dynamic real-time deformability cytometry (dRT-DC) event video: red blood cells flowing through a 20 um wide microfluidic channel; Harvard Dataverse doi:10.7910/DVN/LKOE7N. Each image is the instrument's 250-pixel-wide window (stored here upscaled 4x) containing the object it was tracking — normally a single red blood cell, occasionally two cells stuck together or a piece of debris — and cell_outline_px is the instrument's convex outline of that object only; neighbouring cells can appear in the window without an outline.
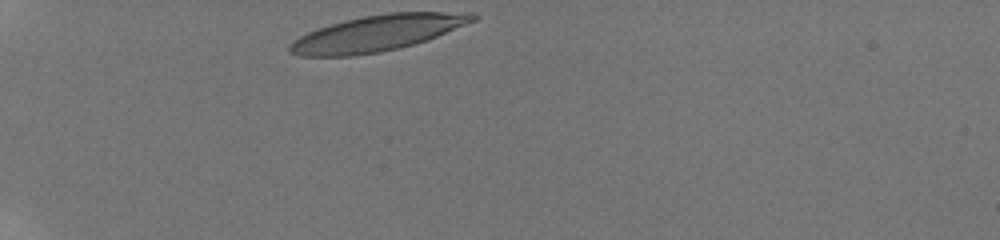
{"species": "human", "species_latin": "Homo sapiens", "temperature_condition": "room temperature", "stored_images_in_passage": 52, "camera_frame_rate_fps": 3000, "um_per_image_px": 0.085, "donor": {"sex": "male"}, "frame": {"image": 1, "passage_image": 1, "time_ms": 0.0, "image_size_px": [1000, 240], "cell_outline_px": [[476, 20], [436, 36], [412, 44], [380, 52], [352, 56], [300, 56], [288, 52], [288, 44], [292, 40], [308, 32], [344, 20], [364, 16], [388, 12], [472, 12], [476, 16]], "centroid_in_image_um": [32.02, 2.82], "position_along_channel_um": 53.0, "area_um2": 37.92}}
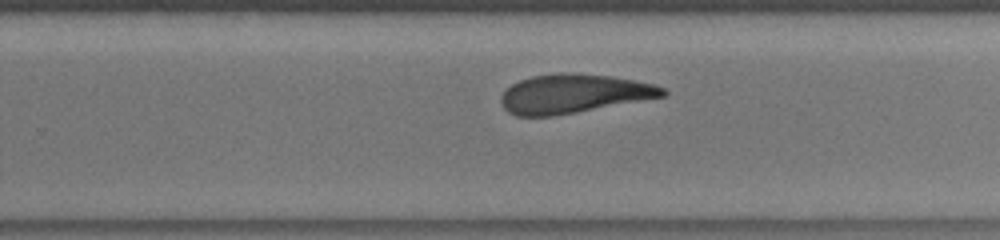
{"frame": {"image": 2, "passage_image": 23, "time_ms": 6.667, "image_size_px": [1000, 240], "cell_outline_px": [[668, 96], [576, 112], [552, 116], [516, 116], [508, 112], [500, 104], [500, 96], [512, 84], [520, 80], [532, 76], [560, 72], [568, 72], [612, 76], [636, 80], [652, 84], [664, 88], [668, 92]], "centroid_in_image_um": [48.77, 7.96], "position_along_channel_um": 281.0, "area_um2": 36.88}}
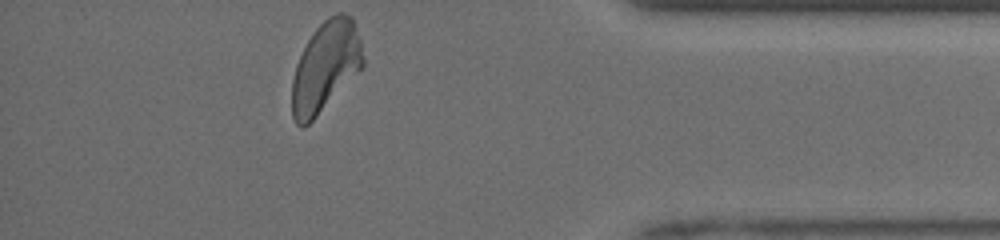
{"frame": {"image": 3, "passage_image": 50, "time_ms": 10.333, "image_size_px": [1000, 240], "cell_outline_px": [[364, 64], [316, 116], [304, 128], [300, 128], [296, 124], [292, 116], [292, 80], [296, 64], [308, 40], [316, 28], [328, 16], [336, 12], [344, 12], [352, 16], [360, 40], [364, 60]], "centroid_in_image_um": [27.65, 5.64], "position_along_channel_um": 407.6, "area_um2": 36.76}, "authors_computed_cell_mechanics": {"area_um2": 36.992, "velocity_mm_per_s": 4.0455, "shape_relaxation_time_tau1_ms": 10.2103, "shape_relaxation_time_tau2_ms": 3.0654, "deformation_change_tau1": 0.2877, "deformation_change_tau2": 0.1375}}